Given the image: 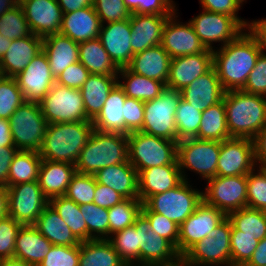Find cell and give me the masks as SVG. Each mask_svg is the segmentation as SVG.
I'll use <instances>...</instances> for the list:
<instances>
[{"mask_svg": "<svg viewBox=\"0 0 266 266\" xmlns=\"http://www.w3.org/2000/svg\"><path fill=\"white\" fill-rule=\"evenodd\" d=\"M261 53L257 39L250 32H242L219 50H213V67L225 91L244 88Z\"/></svg>", "mask_w": 266, "mask_h": 266, "instance_id": "1", "label": "cell"}, {"mask_svg": "<svg viewBox=\"0 0 266 266\" xmlns=\"http://www.w3.org/2000/svg\"><path fill=\"white\" fill-rule=\"evenodd\" d=\"M223 99L230 137L254 139L266 126L265 96L231 90Z\"/></svg>", "mask_w": 266, "mask_h": 266, "instance_id": "2", "label": "cell"}, {"mask_svg": "<svg viewBox=\"0 0 266 266\" xmlns=\"http://www.w3.org/2000/svg\"><path fill=\"white\" fill-rule=\"evenodd\" d=\"M93 131L92 121L48 124L40 157L42 160L75 165Z\"/></svg>", "mask_w": 266, "mask_h": 266, "instance_id": "3", "label": "cell"}, {"mask_svg": "<svg viewBox=\"0 0 266 266\" xmlns=\"http://www.w3.org/2000/svg\"><path fill=\"white\" fill-rule=\"evenodd\" d=\"M129 161L128 135L92 132L75 164L76 172L95 175L102 168Z\"/></svg>", "mask_w": 266, "mask_h": 266, "instance_id": "4", "label": "cell"}, {"mask_svg": "<svg viewBox=\"0 0 266 266\" xmlns=\"http://www.w3.org/2000/svg\"><path fill=\"white\" fill-rule=\"evenodd\" d=\"M177 143L141 131L128 134L129 162L137 172L162 165H179Z\"/></svg>", "mask_w": 266, "mask_h": 266, "instance_id": "5", "label": "cell"}, {"mask_svg": "<svg viewBox=\"0 0 266 266\" xmlns=\"http://www.w3.org/2000/svg\"><path fill=\"white\" fill-rule=\"evenodd\" d=\"M9 122L13 144L18 150L40 151L48 123L39 103L25 101L10 116Z\"/></svg>", "mask_w": 266, "mask_h": 266, "instance_id": "6", "label": "cell"}, {"mask_svg": "<svg viewBox=\"0 0 266 266\" xmlns=\"http://www.w3.org/2000/svg\"><path fill=\"white\" fill-rule=\"evenodd\" d=\"M231 222L226 217L207 237L193 245L182 257L185 266H231Z\"/></svg>", "mask_w": 266, "mask_h": 266, "instance_id": "7", "label": "cell"}, {"mask_svg": "<svg viewBox=\"0 0 266 266\" xmlns=\"http://www.w3.org/2000/svg\"><path fill=\"white\" fill-rule=\"evenodd\" d=\"M181 93L165 88L153 100L144 103V120L139 130L146 134L177 141L175 115Z\"/></svg>", "mask_w": 266, "mask_h": 266, "instance_id": "8", "label": "cell"}, {"mask_svg": "<svg viewBox=\"0 0 266 266\" xmlns=\"http://www.w3.org/2000/svg\"><path fill=\"white\" fill-rule=\"evenodd\" d=\"M202 202L203 192L192 189L188 181L183 180L168 191L152 195L144 204L180 226Z\"/></svg>", "mask_w": 266, "mask_h": 266, "instance_id": "9", "label": "cell"}, {"mask_svg": "<svg viewBox=\"0 0 266 266\" xmlns=\"http://www.w3.org/2000/svg\"><path fill=\"white\" fill-rule=\"evenodd\" d=\"M39 105L48 124L91 121L87 117L79 89L55 82Z\"/></svg>", "mask_w": 266, "mask_h": 266, "instance_id": "10", "label": "cell"}, {"mask_svg": "<svg viewBox=\"0 0 266 266\" xmlns=\"http://www.w3.org/2000/svg\"><path fill=\"white\" fill-rule=\"evenodd\" d=\"M219 153L220 142L218 141L198 138L178 141L177 161L183 180L187 181L184 168L194 170L206 180L217 176Z\"/></svg>", "mask_w": 266, "mask_h": 266, "instance_id": "11", "label": "cell"}, {"mask_svg": "<svg viewBox=\"0 0 266 266\" xmlns=\"http://www.w3.org/2000/svg\"><path fill=\"white\" fill-rule=\"evenodd\" d=\"M203 201L226 216L247 207V175L215 176L207 180Z\"/></svg>", "mask_w": 266, "mask_h": 266, "instance_id": "12", "label": "cell"}, {"mask_svg": "<svg viewBox=\"0 0 266 266\" xmlns=\"http://www.w3.org/2000/svg\"><path fill=\"white\" fill-rule=\"evenodd\" d=\"M133 225L140 229V263L137 265L176 266L181 263V256L176 248L152 230L148 219L142 213Z\"/></svg>", "mask_w": 266, "mask_h": 266, "instance_id": "13", "label": "cell"}, {"mask_svg": "<svg viewBox=\"0 0 266 266\" xmlns=\"http://www.w3.org/2000/svg\"><path fill=\"white\" fill-rule=\"evenodd\" d=\"M7 190L9 216L22 225H33L49 204L38 181L8 186Z\"/></svg>", "mask_w": 266, "mask_h": 266, "instance_id": "14", "label": "cell"}, {"mask_svg": "<svg viewBox=\"0 0 266 266\" xmlns=\"http://www.w3.org/2000/svg\"><path fill=\"white\" fill-rule=\"evenodd\" d=\"M254 140L231 137L220 142L217 176L247 175L255 170Z\"/></svg>", "mask_w": 266, "mask_h": 266, "instance_id": "15", "label": "cell"}, {"mask_svg": "<svg viewBox=\"0 0 266 266\" xmlns=\"http://www.w3.org/2000/svg\"><path fill=\"white\" fill-rule=\"evenodd\" d=\"M196 35L206 49L213 51L212 43L220 42L226 45L235 40L244 27L229 15L204 10L201 14L189 21Z\"/></svg>", "mask_w": 266, "mask_h": 266, "instance_id": "16", "label": "cell"}, {"mask_svg": "<svg viewBox=\"0 0 266 266\" xmlns=\"http://www.w3.org/2000/svg\"><path fill=\"white\" fill-rule=\"evenodd\" d=\"M227 216L204 201L180 226L177 252L182 257L193 245L201 241Z\"/></svg>", "mask_w": 266, "mask_h": 266, "instance_id": "17", "label": "cell"}, {"mask_svg": "<svg viewBox=\"0 0 266 266\" xmlns=\"http://www.w3.org/2000/svg\"><path fill=\"white\" fill-rule=\"evenodd\" d=\"M14 78L25 101L37 103L43 99L56 82L47 55L43 51L34 57L26 68Z\"/></svg>", "mask_w": 266, "mask_h": 266, "instance_id": "18", "label": "cell"}, {"mask_svg": "<svg viewBox=\"0 0 266 266\" xmlns=\"http://www.w3.org/2000/svg\"><path fill=\"white\" fill-rule=\"evenodd\" d=\"M19 4L32 34L44 38L60 32L63 12L57 0H23Z\"/></svg>", "mask_w": 266, "mask_h": 266, "instance_id": "19", "label": "cell"}, {"mask_svg": "<svg viewBox=\"0 0 266 266\" xmlns=\"http://www.w3.org/2000/svg\"><path fill=\"white\" fill-rule=\"evenodd\" d=\"M212 67L213 51L210 49L198 54L172 58L166 87L181 91Z\"/></svg>", "mask_w": 266, "mask_h": 266, "instance_id": "20", "label": "cell"}, {"mask_svg": "<svg viewBox=\"0 0 266 266\" xmlns=\"http://www.w3.org/2000/svg\"><path fill=\"white\" fill-rule=\"evenodd\" d=\"M174 17V18H173ZM172 14L166 21L162 33V47L171 58L202 53L206 50L196 35L192 24L175 22Z\"/></svg>", "mask_w": 266, "mask_h": 266, "instance_id": "21", "label": "cell"}, {"mask_svg": "<svg viewBox=\"0 0 266 266\" xmlns=\"http://www.w3.org/2000/svg\"><path fill=\"white\" fill-rule=\"evenodd\" d=\"M101 25L99 40L111 60L120 69L127 67L134 56L131 47L130 18Z\"/></svg>", "mask_w": 266, "mask_h": 266, "instance_id": "22", "label": "cell"}, {"mask_svg": "<svg viewBox=\"0 0 266 266\" xmlns=\"http://www.w3.org/2000/svg\"><path fill=\"white\" fill-rule=\"evenodd\" d=\"M225 92L214 67L180 91L183 100L202 112L223 100Z\"/></svg>", "mask_w": 266, "mask_h": 266, "instance_id": "23", "label": "cell"}, {"mask_svg": "<svg viewBox=\"0 0 266 266\" xmlns=\"http://www.w3.org/2000/svg\"><path fill=\"white\" fill-rule=\"evenodd\" d=\"M171 15H146L132 13L130 17L131 47L133 54L143 52L162 43V33Z\"/></svg>", "mask_w": 266, "mask_h": 266, "instance_id": "24", "label": "cell"}, {"mask_svg": "<svg viewBox=\"0 0 266 266\" xmlns=\"http://www.w3.org/2000/svg\"><path fill=\"white\" fill-rule=\"evenodd\" d=\"M183 181L179 165H162L138 172L139 199L143 204L155 194L179 185Z\"/></svg>", "mask_w": 266, "mask_h": 266, "instance_id": "25", "label": "cell"}, {"mask_svg": "<svg viewBox=\"0 0 266 266\" xmlns=\"http://www.w3.org/2000/svg\"><path fill=\"white\" fill-rule=\"evenodd\" d=\"M101 21L93 6L63 13L60 34L71 38L76 43L98 38Z\"/></svg>", "mask_w": 266, "mask_h": 266, "instance_id": "26", "label": "cell"}, {"mask_svg": "<svg viewBox=\"0 0 266 266\" xmlns=\"http://www.w3.org/2000/svg\"><path fill=\"white\" fill-rule=\"evenodd\" d=\"M43 51V38L30 34L11 41L7 52L0 59L7 77H15L22 72L31 60Z\"/></svg>", "mask_w": 266, "mask_h": 266, "instance_id": "27", "label": "cell"}, {"mask_svg": "<svg viewBox=\"0 0 266 266\" xmlns=\"http://www.w3.org/2000/svg\"><path fill=\"white\" fill-rule=\"evenodd\" d=\"M171 59L160 44L134 54L127 68L137 75L161 81L166 85Z\"/></svg>", "mask_w": 266, "mask_h": 266, "instance_id": "28", "label": "cell"}, {"mask_svg": "<svg viewBox=\"0 0 266 266\" xmlns=\"http://www.w3.org/2000/svg\"><path fill=\"white\" fill-rule=\"evenodd\" d=\"M94 176L125 199H139L138 172L129 161L102 168Z\"/></svg>", "mask_w": 266, "mask_h": 266, "instance_id": "29", "label": "cell"}, {"mask_svg": "<svg viewBox=\"0 0 266 266\" xmlns=\"http://www.w3.org/2000/svg\"><path fill=\"white\" fill-rule=\"evenodd\" d=\"M43 52L55 79L71 64L79 61V43L60 33L43 38Z\"/></svg>", "mask_w": 266, "mask_h": 266, "instance_id": "30", "label": "cell"}, {"mask_svg": "<svg viewBox=\"0 0 266 266\" xmlns=\"http://www.w3.org/2000/svg\"><path fill=\"white\" fill-rule=\"evenodd\" d=\"M76 173L74 164L42 160L38 182L44 196L50 200L65 196L72 176Z\"/></svg>", "mask_w": 266, "mask_h": 266, "instance_id": "31", "label": "cell"}, {"mask_svg": "<svg viewBox=\"0 0 266 266\" xmlns=\"http://www.w3.org/2000/svg\"><path fill=\"white\" fill-rule=\"evenodd\" d=\"M52 245L34 225H22L16 236L14 258L38 266Z\"/></svg>", "mask_w": 266, "mask_h": 266, "instance_id": "32", "label": "cell"}, {"mask_svg": "<svg viewBox=\"0 0 266 266\" xmlns=\"http://www.w3.org/2000/svg\"><path fill=\"white\" fill-rule=\"evenodd\" d=\"M118 76L90 74L79 89L87 117L93 121L101 112L112 89L118 84Z\"/></svg>", "mask_w": 266, "mask_h": 266, "instance_id": "33", "label": "cell"}, {"mask_svg": "<svg viewBox=\"0 0 266 266\" xmlns=\"http://www.w3.org/2000/svg\"><path fill=\"white\" fill-rule=\"evenodd\" d=\"M124 90L117 84L109 93L101 112L92 121L94 129L100 132H117L125 134Z\"/></svg>", "mask_w": 266, "mask_h": 266, "instance_id": "34", "label": "cell"}, {"mask_svg": "<svg viewBox=\"0 0 266 266\" xmlns=\"http://www.w3.org/2000/svg\"><path fill=\"white\" fill-rule=\"evenodd\" d=\"M33 225L53 245L74 246L81 243L50 204L44 208Z\"/></svg>", "mask_w": 266, "mask_h": 266, "instance_id": "35", "label": "cell"}, {"mask_svg": "<svg viewBox=\"0 0 266 266\" xmlns=\"http://www.w3.org/2000/svg\"><path fill=\"white\" fill-rule=\"evenodd\" d=\"M79 62L90 74L118 76L119 68L111 60L99 38L79 43Z\"/></svg>", "mask_w": 266, "mask_h": 266, "instance_id": "36", "label": "cell"}, {"mask_svg": "<svg viewBox=\"0 0 266 266\" xmlns=\"http://www.w3.org/2000/svg\"><path fill=\"white\" fill-rule=\"evenodd\" d=\"M79 266H127L108 239L80 243Z\"/></svg>", "mask_w": 266, "mask_h": 266, "instance_id": "37", "label": "cell"}, {"mask_svg": "<svg viewBox=\"0 0 266 266\" xmlns=\"http://www.w3.org/2000/svg\"><path fill=\"white\" fill-rule=\"evenodd\" d=\"M119 73L126 81L118 82V85L128 98L139 99L143 102L150 101L158 97L166 88L163 82L137 75L127 67L120 68Z\"/></svg>", "mask_w": 266, "mask_h": 266, "instance_id": "38", "label": "cell"}, {"mask_svg": "<svg viewBox=\"0 0 266 266\" xmlns=\"http://www.w3.org/2000/svg\"><path fill=\"white\" fill-rule=\"evenodd\" d=\"M197 138L218 142L231 138L227 128L224 99L202 112Z\"/></svg>", "mask_w": 266, "mask_h": 266, "instance_id": "39", "label": "cell"}, {"mask_svg": "<svg viewBox=\"0 0 266 266\" xmlns=\"http://www.w3.org/2000/svg\"><path fill=\"white\" fill-rule=\"evenodd\" d=\"M42 158L39 152L18 150L8 174V186L38 181Z\"/></svg>", "mask_w": 266, "mask_h": 266, "instance_id": "40", "label": "cell"}, {"mask_svg": "<svg viewBox=\"0 0 266 266\" xmlns=\"http://www.w3.org/2000/svg\"><path fill=\"white\" fill-rule=\"evenodd\" d=\"M240 234L254 235L256 240L266 237V211L244 207L227 215Z\"/></svg>", "mask_w": 266, "mask_h": 266, "instance_id": "41", "label": "cell"}, {"mask_svg": "<svg viewBox=\"0 0 266 266\" xmlns=\"http://www.w3.org/2000/svg\"><path fill=\"white\" fill-rule=\"evenodd\" d=\"M49 204L69 226L71 232L80 242L88 240L87 224L78 204L66 196L51 198Z\"/></svg>", "mask_w": 266, "mask_h": 266, "instance_id": "42", "label": "cell"}, {"mask_svg": "<svg viewBox=\"0 0 266 266\" xmlns=\"http://www.w3.org/2000/svg\"><path fill=\"white\" fill-rule=\"evenodd\" d=\"M108 240L127 266H133L136 261L140 262V229L132 225L113 233Z\"/></svg>", "mask_w": 266, "mask_h": 266, "instance_id": "43", "label": "cell"}, {"mask_svg": "<svg viewBox=\"0 0 266 266\" xmlns=\"http://www.w3.org/2000/svg\"><path fill=\"white\" fill-rule=\"evenodd\" d=\"M143 202L140 199H124L108 209L109 235L130 227L141 214Z\"/></svg>", "mask_w": 266, "mask_h": 266, "instance_id": "44", "label": "cell"}, {"mask_svg": "<svg viewBox=\"0 0 266 266\" xmlns=\"http://www.w3.org/2000/svg\"><path fill=\"white\" fill-rule=\"evenodd\" d=\"M201 119L202 111L180 98L175 115L177 141L197 138Z\"/></svg>", "mask_w": 266, "mask_h": 266, "instance_id": "45", "label": "cell"}, {"mask_svg": "<svg viewBox=\"0 0 266 266\" xmlns=\"http://www.w3.org/2000/svg\"><path fill=\"white\" fill-rule=\"evenodd\" d=\"M79 208L87 224L88 240L108 239L109 235L108 209L99 207L94 202L89 204L79 205ZM95 233H97L98 235Z\"/></svg>", "mask_w": 266, "mask_h": 266, "instance_id": "46", "label": "cell"}, {"mask_svg": "<svg viewBox=\"0 0 266 266\" xmlns=\"http://www.w3.org/2000/svg\"><path fill=\"white\" fill-rule=\"evenodd\" d=\"M31 34L22 7L17 5L0 16V35L15 40Z\"/></svg>", "mask_w": 266, "mask_h": 266, "instance_id": "47", "label": "cell"}, {"mask_svg": "<svg viewBox=\"0 0 266 266\" xmlns=\"http://www.w3.org/2000/svg\"><path fill=\"white\" fill-rule=\"evenodd\" d=\"M95 188L94 175L76 172L72 176L65 196L78 205L89 204L94 201Z\"/></svg>", "mask_w": 266, "mask_h": 266, "instance_id": "48", "label": "cell"}, {"mask_svg": "<svg viewBox=\"0 0 266 266\" xmlns=\"http://www.w3.org/2000/svg\"><path fill=\"white\" fill-rule=\"evenodd\" d=\"M259 240L254 235L240 234V230H236L231 224V266L245 265L252 257Z\"/></svg>", "mask_w": 266, "mask_h": 266, "instance_id": "49", "label": "cell"}, {"mask_svg": "<svg viewBox=\"0 0 266 266\" xmlns=\"http://www.w3.org/2000/svg\"><path fill=\"white\" fill-rule=\"evenodd\" d=\"M24 102L25 98L14 77H7L0 83V119L9 120Z\"/></svg>", "mask_w": 266, "mask_h": 266, "instance_id": "50", "label": "cell"}, {"mask_svg": "<svg viewBox=\"0 0 266 266\" xmlns=\"http://www.w3.org/2000/svg\"><path fill=\"white\" fill-rule=\"evenodd\" d=\"M247 174V207L266 211V168Z\"/></svg>", "mask_w": 266, "mask_h": 266, "instance_id": "51", "label": "cell"}, {"mask_svg": "<svg viewBox=\"0 0 266 266\" xmlns=\"http://www.w3.org/2000/svg\"><path fill=\"white\" fill-rule=\"evenodd\" d=\"M141 213L148 219L152 230L168 240L177 250L179 225L162 214L152 212L145 204Z\"/></svg>", "mask_w": 266, "mask_h": 266, "instance_id": "52", "label": "cell"}, {"mask_svg": "<svg viewBox=\"0 0 266 266\" xmlns=\"http://www.w3.org/2000/svg\"><path fill=\"white\" fill-rule=\"evenodd\" d=\"M80 245H52L38 266H79Z\"/></svg>", "mask_w": 266, "mask_h": 266, "instance_id": "53", "label": "cell"}, {"mask_svg": "<svg viewBox=\"0 0 266 266\" xmlns=\"http://www.w3.org/2000/svg\"><path fill=\"white\" fill-rule=\"evenodd\" d=\"M93 7L102 24L123 21L132 14L124 0H93Z\"/></svg>", "mask_w": 266, "mask_h": 266, "instance_id": "54", "label": "cell"}, {"mask_svg": "<svg viewBox=\"0 0 266 266\" xmlns=\"http://www.w3.org/2000/svg\"><path fill=\"white\" fill-rule=\"evenodd\" d=\"M21 226L9 215L0 219V260L14 258L16 236Z\"/></svg>", "mask_w": 266, "mask_h": 266, "instance_id": "55", "label": "cell"}, {"mask_svg": "<svg viewBox=\"0 0 266 266\" xmlns=\"http://www.w3.org/2000/svg\"><path fill=\"white\" fill-rule=\"evenodd\" d=\"M242 91L266 97V54L264 52L259 55Z\"/></svg>", "mask_w": 266, "mask_h": 266, "instance_id": "56", "label": "cell"}, {"mask_svg": "<svg viewBox=\"0 0 266 266\" xmlns=\"http://www.w3.org/2000/svg\"><path fill=\"white\" fill-rule=\"evenodd\" d=\"M144 103L139 99L126 97L124 103L125 134L139 131L144 120Z\"/></svg>", "mask_w": 266, "mask_h": 266, "instance_id": "57", "label": "cell"}, {"mask_svg": "<svg viewBox=\"0 0 266 266\" xmlns=\"http://www.w3.org/2000/svg\"><path fill=\"white\" fill-rule=\"evenodd\" d=\"M90 76V72L79 61L68 66L56 79V83L73 88L80 89L84 82Z\"/></svg>", "mask_w": 266, "mask_h": 266, "instance_id": "58", "label": "cell"}, {"mask_svg": "<svg viewBox=\"0 0 266 266\" xmlns=\"http://www.w3.org/2000/svg\"><path fill=\"white\" fill-rule=\"evenodd\" d=\"M203 10L229 15L234 17L244 28H248L249 22L237 17V11L239 10L241 3L237 0H200Z\"/></svg>", "mask_w": 266, "mask_h": 266, "instance_id": "59", "label": "cell"}, {"mask_svg": "<svg viewBox=\"0 0 266 266\" xmlns=\"http://www.w3.org/2000/svg\"><path fill=\"white\" fill-rule=\"evenodd\" d=\"M124 199L125 198L115 190L111 189L106 185L99 184L96 181V188H95V195L93 202L99 207L109 209L114 205L120 203Z\"/></svg>", "mask_w": 266, "mask_h": 266, "instance_id": "60", "label": "cell"}, {"mask_svg": "<svg viewBox=\"0 0 266 266\" xmlns=\"http://www.w3.org/2000/svg\"><path fill=\"white\" fill-rule=\"evenodd\" d=\"M172 0H141V14L172 15L176 14Z\"/></svg>", "mask_w": 266, "mask_h": 266, "instance_id": "61", "label": "cell"}, {"mask_svg": "<svg viewBox=\"0 0 266 266\" xmlns=\"http://www.w3.org/2000/svg\"><path fill=\"white\" fill-rule=\"evenodd\" d=\"M17 151L15 146L0 147V186L8 187L9 169Z\"/></svg>", "mask_w": 266, "mask_h": 266, "instance_id": "62", "label": "cell"}, {"mask_svg": "<svg viewBox=\"0 0 266 266\" xmlns=\"http://www.w3.org/2000/svg\"><path fill=\"white\" fill-rule=\"evenodd\" d=\"M255 146V160L258 161L259 168H266V126L253 139Z\"/></svg>", "mask_w": 266, "mask_h": 266, "instance_id": "63", "label": "cell"}, {"mask_svg": "<svg viewBox=\"0 0 266 266\" xmlns=\"http://www.w3.org/2000/svg\"><path fill=\"white\" fill-rule=\"evenodd\" d=\"M248 31L257 39L262 52L266 49V19L249 23Z\"/></svg>", "mask_w": 266, "mask_h": 266, "instance_id": "64", "label": "cell"}, {"mask_svg": "<svg viewBox=\"0 0 266 266\" xmlns=\"http://www.w3.org/2000/svg\"><path fill=\"white\" fill-rule=\"evenodd\" d=\"M245 266H266V237L259 241Z\"/></svg>", "mask_w": 266, "mask_h": 266, "instance_id": "65", "label": "cell"}, {"mask_svg": "<svg viewBox=\"0 0 266 266\" xmlns=\"http://www.w3.org/2000/svg\"><path fill=\"white\" fill-rule=\"evenodd\" d=\"M63 13H68L76 10L93 6V0H57Z\"/></svg>", "mask_w": 266, "mask_h": 266, "instance_id": "66", "label": "cell"}, {"mask_svg": "<svg viewBox=\"0 0 266 266\" xmlns=\"http://www.w3.org/2000/svg\"><path fill=\"white\" fill-rule=\"evenodd\" d=\"M14 146L10 122L7 119H0V147H11Z\"/></svg>", "mask_w": 266, "mask_h": 266, "instance_id": "67", "label": "cell"}, {"mask_svg": "<svg viewBox=\"0 0 266 266\" xmlns=\"http://www.w3.org/2000/svg\"><path fill=\"white\" fill-rule=\"evenodd\" d=\"M9 215L8 190L5 186H0V219Z\"/></svg>", "mask_w": 266, "mask_h": 266, "instance_id": "68", "label": "cell"}, {"mask_svg": "<svg viewBox=\"0 0 266 266\" xmlns=\"http://www.w3.org/2000/svg\"><path fill=\"white\" fill-rule=\"evenodd\" d=\"M19 5L17 0H0V16Z\"/></svg>", "mask_w": 266, "mask_h": 266, "instance_id": "69", "label": "cell"}, {"mask_svg": "<svg viewBox=\"0 0 266 266\" xmlns=\"http://www.w3.org/2000/svg\"><path fill=\"white\" fill-rule=\"evenodd\" d=\"M124 4L131 13L141 14V0H124Z\"/></svg>", "mask_w": 266, "mask_h": 266, "instance_id": "70", "label": "cell"}, {"mask_svg": "<svg viewBox=\"0 0 266 266\" xmlns=\"http://www.w3.org/2000/svg\"><path fill=\"white\" fill-rule=\"evenodd\" d=\"M0 266H33V265H30L29 263H26L24 261L12 258V259L0 260Z\"/></svg>", "mask_w": 266, "mask_h": 266, "instance_id": "71", "label": "cell"}, {"mask_svg": "<svg viewBox=\"0 0 266 266\" xmlns=\"http://www.w3.org/2000/svg\"><path fill=\"white\" fill-rule=\"evenodd\" d=\"M10 39L4 38L2 35H0V59L3 57V55L7 52L11 45Z\"/></svg>", "mask_w": 266, "mask_h": 266, "instance_id": "72", "label": "cell"}, {"mask_svg": "<svg viewBox=\"0 0 266 266\" xmlns=\"http://www.w3.org/2000/svg\"><path fill=\"white\" fill-rule=\"evenodd\" d=\"M7 78V76H6V74H5V71H4V69L1 67V64H0V83L4 80V79H6Z\"/></svg>", "mask_w": 266, "mask_h": 266, "instance_id": "73", "label": "cell"}, {"mask_svg": "<svg viewBox=\"0 0 266 266\" xmlns=\"http://www.w3.org/2000/svg\"><path fill=\"white\" fill-rule=\"evenodd\" d=\"M176 266H185V265L181 262L180 264H178Z\"/></svg>", "mask_w": 266, "mask_h": 266, "instance_id": "74", "label": "cell"}, {"mask_svg": "<svg viewBox=\"0 0 266 266\" xmlns=\"http://www.w3.org/2000/svg\"><path fill=\"white\" fill-rule=\"evenodd\" d=\"M237 1H238L239 3H241V4L244 2V0H237Z\"/></svg>", "mask_w": 266, "mask_h": 266, "instance_id": "75", "label": "cell"}]
</instances>
